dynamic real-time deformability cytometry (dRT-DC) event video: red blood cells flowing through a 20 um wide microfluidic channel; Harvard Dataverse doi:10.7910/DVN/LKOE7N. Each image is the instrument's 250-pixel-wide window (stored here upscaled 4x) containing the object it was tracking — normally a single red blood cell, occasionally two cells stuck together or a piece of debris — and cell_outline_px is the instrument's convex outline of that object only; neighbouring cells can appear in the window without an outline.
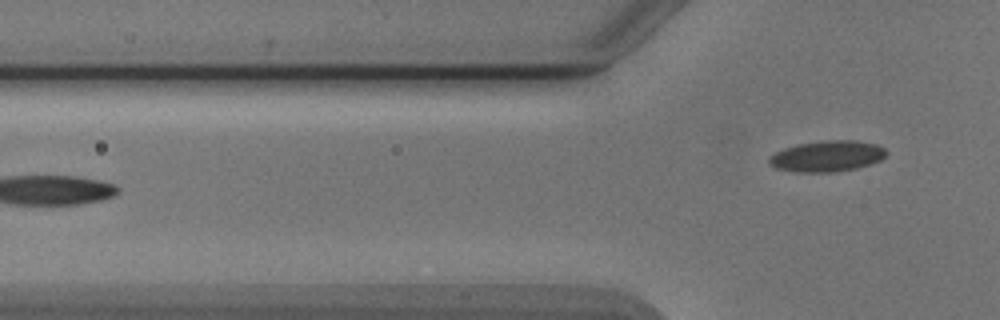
{"species": "Egyptian fruit bat (a non-hibernating species)", "species_latin": "Rousettus aegyptiacus", "temperature_condition": "cold", "stored_images_in_passage": 5, "camera_frame_rate_fps": 3000, "um_per_image_px": 0.085, "animal": {"sex": "male"}, "frame": {"image": 1, "passage_image": 5, "time_ms": 5.667, "image_size_px": [1000, 320], "cell_outline_px": [[888, 152], [880, 160], [856, 168], [832, 172], [796, 172], [776, 168], [768, 164], [768, 156], [784, 148], [796, 144], [828, 140], [856, 140], [876, 144], [884, 148]], "centroid_in_image_um": [70.27, 13.27], "position_along_channel_um": 55.5, "area_um2": 21.15}}